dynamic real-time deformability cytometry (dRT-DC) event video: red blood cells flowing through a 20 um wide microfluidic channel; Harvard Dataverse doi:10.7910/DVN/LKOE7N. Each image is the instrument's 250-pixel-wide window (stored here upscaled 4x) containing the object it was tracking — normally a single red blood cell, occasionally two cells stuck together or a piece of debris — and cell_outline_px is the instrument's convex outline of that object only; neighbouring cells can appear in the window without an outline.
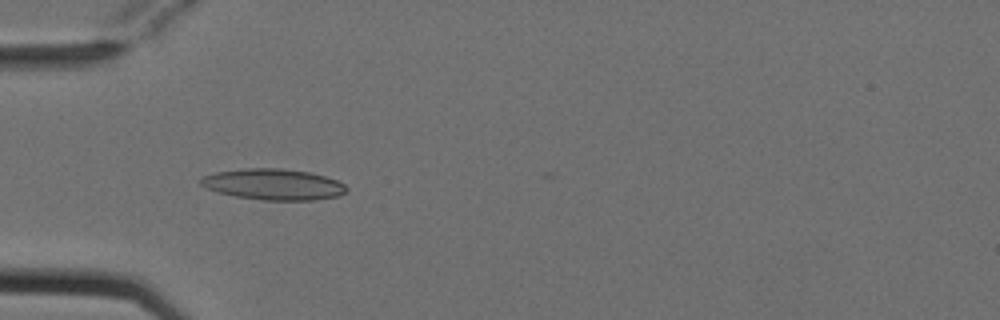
{"species": "Egyptian fruit bat (a non-hibernating species)", "species_latin": "Rousettus aegyptiacus", "temperature_condition": "cold", "stored_images_in_passage": 2, "camera_frame_rate_fps": 3000, "um_per_image_px": 0.085, "animal": {"sex": "female"}, "frame": {"image": 1, "passage_image": 1, "time_ms": 0.0, "image_size_px": [1000, 320], "cell_outline_px": [[348, 188], [340, 196], [312, 200], [264, 200], [236, 196], [220, 192], [208, 188], [200, 184], [200, 180], [204, 176], [216, 172], [244, 168], [280, 168], [308, 172], [324, 176], [336, 180], [344, 184]], "centroid_in_image_um": [23.26, 15.67], "position_along_channel_um": 61.7, "area_um2": 26.07}}
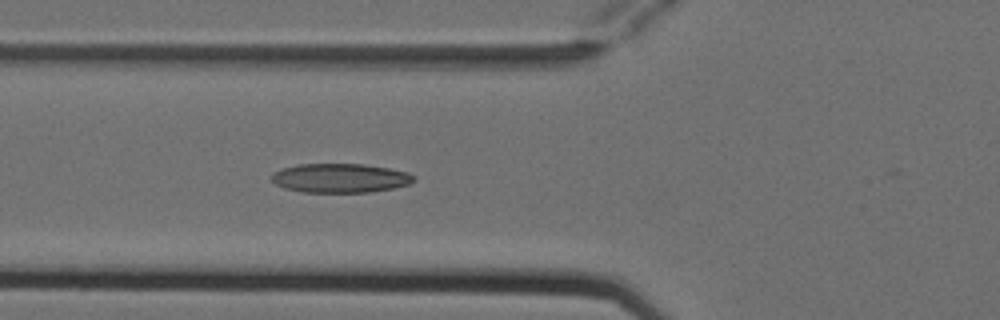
{"frame": {"image": 2, "passage_image": 2, "time_ms": 0.333, "image_size_px": [1000, 320], "cell_outline_px": [[416, 180], [408, 184], [392, 188], [372, 192], [300, 192], [284, 188], [276, 184], [272, 180], [272, 172], [280, 168], [300, 164], [364, 164], [388, 168], [408, 172], [416, 176]], "centroid_in_image_um": [28.91, 15.13], "position_along_channel_um": 96.9, "area_um2": 24.28}}